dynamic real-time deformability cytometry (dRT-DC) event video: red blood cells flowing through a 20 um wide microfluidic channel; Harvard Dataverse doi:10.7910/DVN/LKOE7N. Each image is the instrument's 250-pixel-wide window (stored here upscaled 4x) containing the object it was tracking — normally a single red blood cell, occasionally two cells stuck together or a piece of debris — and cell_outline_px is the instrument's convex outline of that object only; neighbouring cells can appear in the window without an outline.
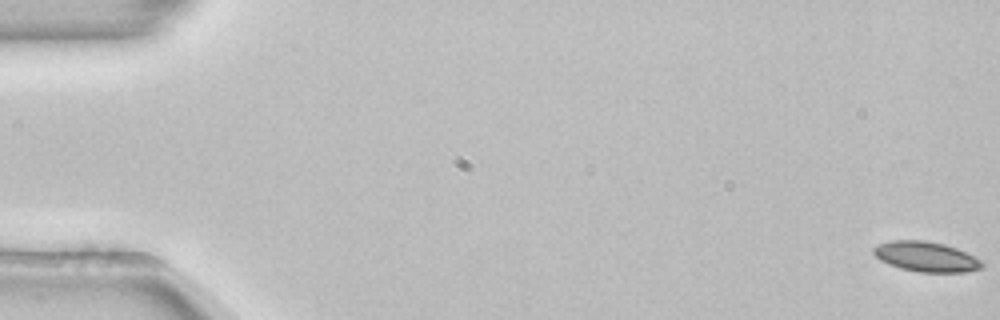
{"species": "common noctule bat (a hibernating species)", "species_latin": "Nyctalus noctula", "temperature_condition": "room temperature", "stored_images_in_passage": 5, "camera_frame_rate_fps": 3000, "um_per_image_px": 0.085, "animal": {"sex": "female", "body_mass_g": 22.7, "forearm_length_mm": 54.2}, "frame": {"image": 1, "passage_image": 1, "time_ms": 0.0, "image_size_px": [1000, 320], "cell_outline_px": [[984, 264], [980, 268], [964, 272], [920, 272], [900, 268], [888, 264], [880, 260], [872, 252], [872, 248], [880, 244], [892, 240], [924, 240], [944, 244], [956, 248], [980, 260]], "centroid_in_image_um": [78.67, 21.81], "position_along_channel_um": 6.3, "area_um2": 18.79}}